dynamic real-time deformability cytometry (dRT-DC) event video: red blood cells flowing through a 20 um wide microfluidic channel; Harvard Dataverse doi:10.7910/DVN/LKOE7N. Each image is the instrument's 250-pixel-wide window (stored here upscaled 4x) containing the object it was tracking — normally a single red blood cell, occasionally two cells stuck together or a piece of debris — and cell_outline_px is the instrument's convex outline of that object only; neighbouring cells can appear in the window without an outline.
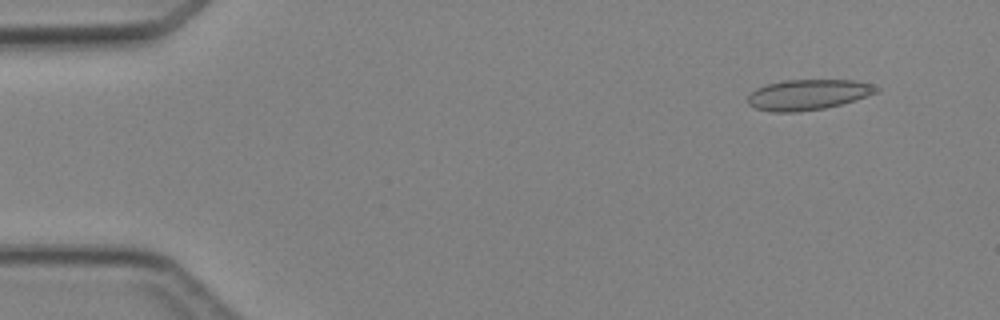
{"species": "Egyptian fruit bat (a non-hibernating species)", "species_latin": "Rousettus aegyptiacus", "temperature_condition": "cold", "stored_images_in_passage": 5, "camera_frame_rate_fps": 3000, "um_per_image_px": 0.085, "animal": {"sex": "female"}, "frame": {"image": 1, "passage_image": 1, "time_ms": 0.0, "image_size_px": [1000, 320], "cell_outline_px": [[880, 92], [856, 100], [824, 108], [796, 112], [768, 112], [756, 108], [748, 104], [748, 96], [756, 88], [764, 84], [784, 80], [852, 80], [872, 84], [880, 88]], "centroid_in_image_um": [68.69, 8.04], "position_along_channel_um": 16.3, "area_um2": 23.0}}